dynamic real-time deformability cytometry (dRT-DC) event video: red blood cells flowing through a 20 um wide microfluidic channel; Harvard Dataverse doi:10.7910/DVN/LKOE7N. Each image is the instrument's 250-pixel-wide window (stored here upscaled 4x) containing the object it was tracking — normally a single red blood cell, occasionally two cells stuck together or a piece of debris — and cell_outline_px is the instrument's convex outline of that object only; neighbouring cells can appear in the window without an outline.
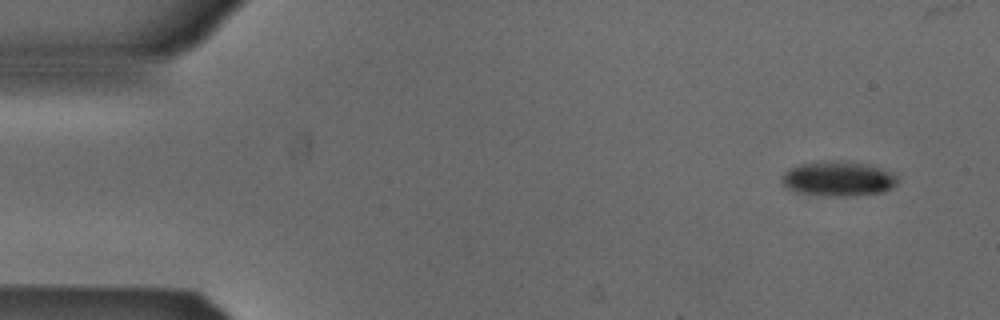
{"species": "Egyptian fruit bat (a non-hibernating species)", "species_latin": "Rousettus aegyptiacus", "temperature_condition": "cold", "stored_images_in_passage": 5, "segment_of_instrument_passage": [2, 2], "camera_frame_rate_fps": 3000, "um_per_image_px": 0.085, "animal": {"sex": "male"}, "frame": {"image": 1, "passage_image": 5, "time_ms": 1.333, "image_size_px": [1000, 320], "cell_outline_px": [[896, 184], [892, 188], [884, 192], [856, 196], [828, 196], [796, 192], [788, 188], [780, 180], [780, 176], [788, 168], [800, 164], [828, 160], [832, 160], [864, 164], [880, 168], [892, 172], [896, 176]], "centroid_in_image_um": [71.22, 15.2], "position_along_channel_um": 13.8, "area_um2": 23.58}}